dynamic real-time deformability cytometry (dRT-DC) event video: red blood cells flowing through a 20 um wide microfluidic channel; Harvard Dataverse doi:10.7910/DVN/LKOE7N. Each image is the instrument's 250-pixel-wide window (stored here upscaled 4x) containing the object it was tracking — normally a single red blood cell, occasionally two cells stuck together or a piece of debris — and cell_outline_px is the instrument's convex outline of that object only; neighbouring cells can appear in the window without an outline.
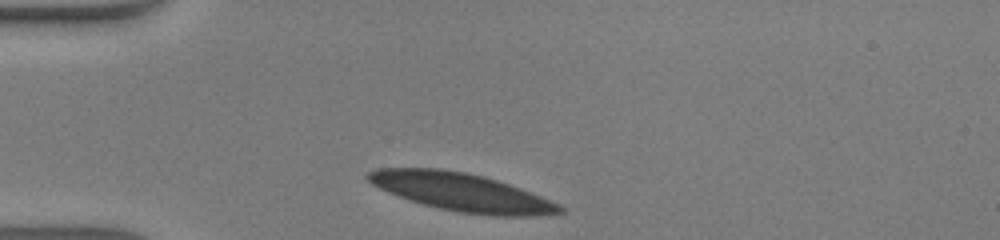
{"species": "human", "species_latin": "Homo sapiens", "temperature_condition": "warm", "stored_images_in_passage": 29, "camera_frame_rate_fps": 3000, "um_per_image_px": 0.085, "donor": {"sex": "male"}, "frame": {"image": 1, "passage_image": 1, "time_ms": 0.0, "image_size_px": [1000, 240], "cell_outline_px": [[564, 212], [532, 216], [496, 216], [460, 212], [440, 208], [408, 200], [388, 192], [372, 184], [364, 176], [368, 172], [376, 168], [440, 168], [468, 172], [484, 176], [520, 188], [560, 204], [564, 208]], "centroid_in_image_um": [39.21, 16.32], "position_along_channel_um": 45.8, "area_um2": 42.31}}
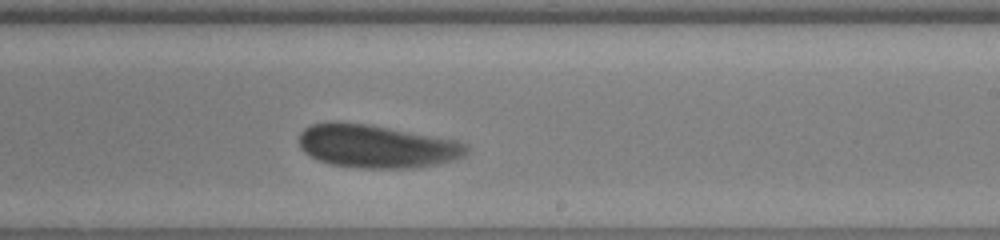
{"frame": {"image": 2, "passage_image": 18, "time_ms": 5.667, "image_size_px": [1000, 240], "cell_outline_px": [[468, 152], [464, 156], [456, 160], [436, 164], [412, 168], [360, 168], [332, 164], [320, 160], [304, 152], [300, 148], [300, 132], [304, 128], [312, 124], [328, 120], [336, 120], [368, 124], [460, 140], [468, 144]], "centroid_in_image_um": [32.04, 12.41], "position_along_channel_um": 257.0, "area_um2": 42.66}}
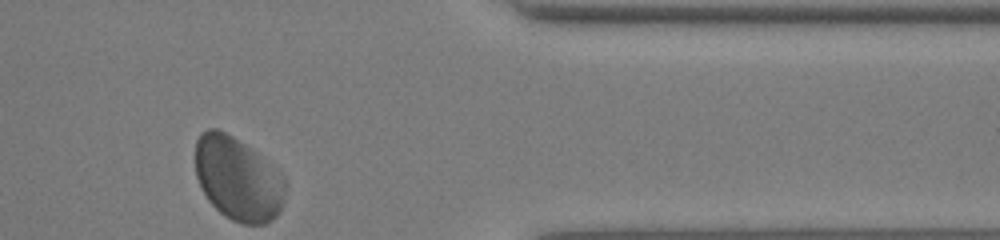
{"frame": {"image": 3, "passage_image": 29, "time_ms": 9.333, "image_size_px": [1000, 240], "cell_outline_px": [[284, 192], [280, 208], [276, 216], [272, 220], [264, 224], [240, 224], [224, 216], [208, 200], [196, 176], [196, 140], [200, 132], [208, 128], [216, 128], [232, 136], [244, 144], [284, 176]], "centroid_in_image_um": [20.18, 15.21], "position_along_channel_um": 391.2, "area_um2": 43.18}, "authors_computed_cell_mechanics": {"area_um2": 42.5408, "velocity_mm_per_s": 4.1764, "shape_relaxation_time_tau1_ms": 3.0753, "shape_relaxation_time_tau2_ms": 1.1395, "deformation_change_tau1": 0.1045, "deformation_change_tau2": 0.0588}}